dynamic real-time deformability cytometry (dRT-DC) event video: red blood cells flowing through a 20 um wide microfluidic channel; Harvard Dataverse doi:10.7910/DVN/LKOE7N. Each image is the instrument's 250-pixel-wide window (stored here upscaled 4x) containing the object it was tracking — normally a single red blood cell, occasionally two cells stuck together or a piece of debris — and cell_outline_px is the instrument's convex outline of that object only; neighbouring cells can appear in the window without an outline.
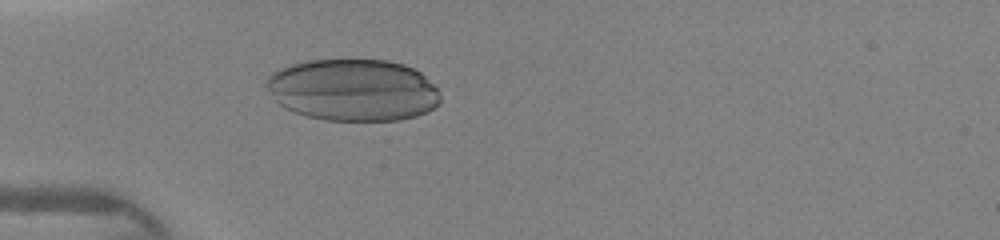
{"species": "human", "species_latin": "Homo sapiens", "temperature_condition": "warm", "stored_images_in_passage": 27, "camera_frame_rate_fps": 3000, "um_per_image_px": 0.085, "donor": {"sex": "female"}, "frame": {"image": 1, "passage_image": 11, "time_ms": 2.667, "image_size_px": [1000, 240], "cell_outline_px": [[440, 104], [416, 116], [400, 120], [324, 120], [308, 116], [284, 108], [276, 100], [268, 88], [268, 76], [272, 72], [280, 68], [292, 64], [308, 60], [388, 60], [404, 64], [420, 72], [436, 88], [440, 96]], "centroid_in_image_um": [30.02, 7.64], "position_along_channel_um": 55.0, "area_um2": 62.42}}